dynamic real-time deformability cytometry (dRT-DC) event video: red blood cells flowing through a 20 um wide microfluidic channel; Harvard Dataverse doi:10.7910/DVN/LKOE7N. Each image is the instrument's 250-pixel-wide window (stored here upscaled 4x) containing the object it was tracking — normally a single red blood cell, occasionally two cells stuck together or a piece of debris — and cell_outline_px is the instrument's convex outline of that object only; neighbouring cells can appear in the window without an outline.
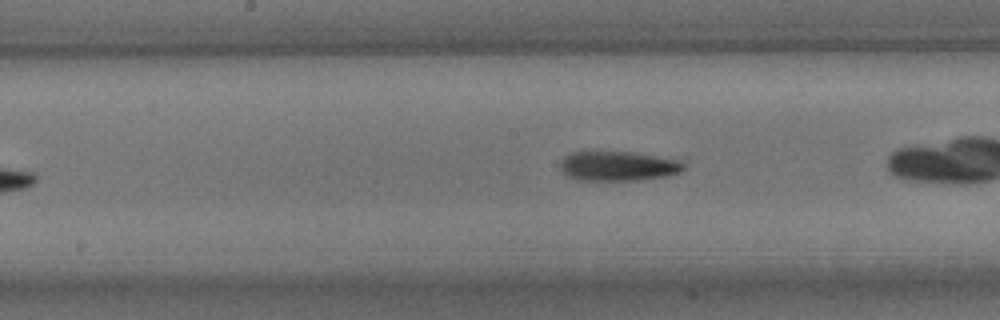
{"species": "common noctule bat (a hibernating species)", "species_latin": "Nyctalus noctula", "temperature_condition": "room temperature", "stored_images_in_passage": 29, "camera_frame_rate_fps": 3000, "um_per_image_px": 0.085, "animal": {"sex": "male", "body_mass_g": 15.6}, "frame": {"image": 1, "passage_image": 9, "time_ms": 2.667, "image_size_px": [1000, 320], "cell_outline_px": [[684, 168], [680, 172], [668, 176], [636, 180], [576, 180], [568, 176], [560, 168], [560, 164], [564, 156], [572, 152], [632, 152], [680, 160], [684, 164]], "centroid_in_image_um": [52.54, 14.12], "position_along_channel_um": 195.7, "area_um2": 21.21}, "authors_computed_cell_mechanics": {"area_um2": 20.808, "velocity_mm_per_s": 3.7301, "shape_relaxation_time_tau1_ms": 3.4044, "shape_relaxation_time_tau2_ms": 2.6317, "deformation_change_tau1": 0.1343, "deformation_change_tau2": 0.1144}}